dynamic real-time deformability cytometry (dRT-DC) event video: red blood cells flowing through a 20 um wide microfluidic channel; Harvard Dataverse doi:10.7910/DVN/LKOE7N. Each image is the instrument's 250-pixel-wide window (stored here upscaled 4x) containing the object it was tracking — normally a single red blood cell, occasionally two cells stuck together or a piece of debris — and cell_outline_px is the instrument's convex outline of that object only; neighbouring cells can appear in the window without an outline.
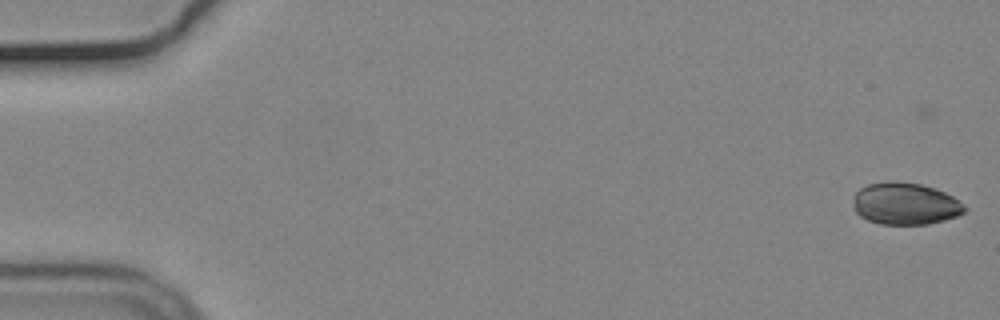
{"species": "common noctule bat (a hibernating species)", "species_latin": "Nyctalus noctula", "temperature_condition": "cold", "stored_images_in_passage": 57, "camera_frame_rate_fps": 3000, "um_per_image_px": 0.085, "animal": {"sex": "male", "body_mass_g": 19.2, "forearm_length_mm": 51.8}, "frame": {"image": 1, "passage_image": 3, "time_ms": 0.667, "image_size_px": [1000, 320], "cell_outline_px": [[968, 208], [964, 212], [956, 216], [944, 220], [928, 224], [880, 224], [868, 220], [860, 216], [856, 212], [852, 196], [860, 188], [868, 184], [896, 180], [920, 184], [936, 188], [952, 196], [964, 204]], "centroid_in_image_um": [76.95, 17.3], "position_along_channel_um": 8.1, "area_um2": 27.4}}
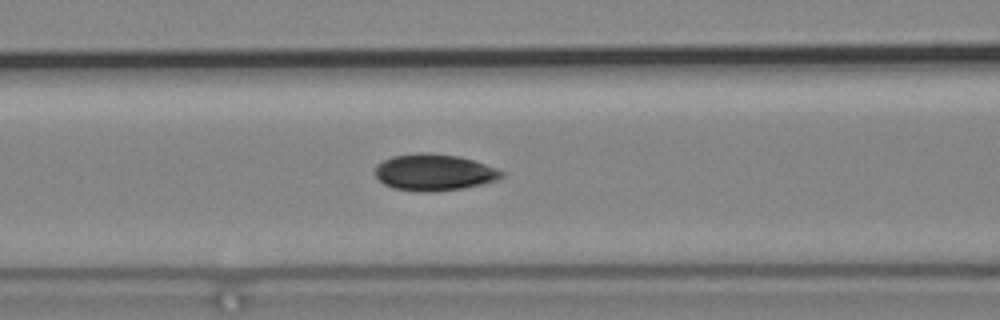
{"frame": {"image": 2, "passage_image": 25, "time_ms": 8.0, "image_size_px": [1000, 320], "cell_outline_px": [[504, 176], [496, 180], [464, 188], [432, 192], [420, 192], [392, 188], [384, 184], [376, 176], [376, 164], [392, 156], [416, 152], [428, 152], [456, 156], [472, 160], [496, 168], [504, 172]], "centroid_in_image_um": [36.87, 14.65], "position_along_channel_um": 129.7, "area_um2": 26.93}}
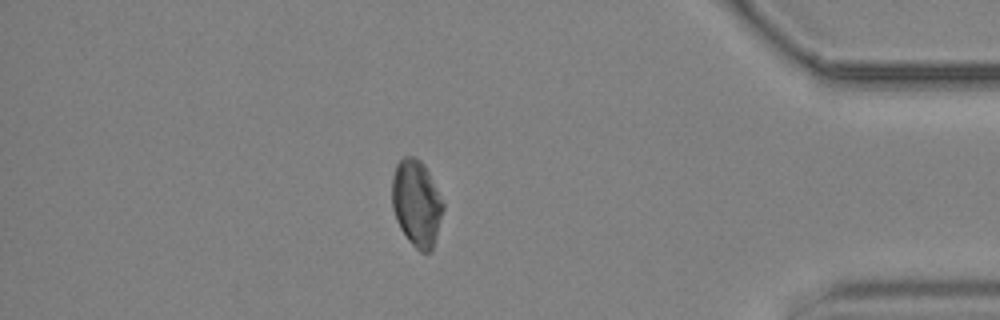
{"frame": {"image": 3, "passage_image": 50, "time_ms": 16.333, "image_size_px": [1000, 320], "cell_outline_px": [[444, 208], [436, 236], [432, 248], [428, 252], [420, 252], [408, 240], [400, 228], [396, 220], [392, 208], [392, 176], [396, 164], [404, 156], [416, 156], [424, 164], [444, 200]], "centroid_in_image_um": [35.4, 17.24], "position_along_channel_um": 399.8, "area_um2": 25.89}, "authors_computed_cell_mechanics": {"area_um2": 26.6458, "velocity_mm_per_s": 3.6909, "shape_relaxation_time_tau1_ms": 5.7139, "shape_relaxation_time_tau2_ms": null, "deformation_change_tau1": 0.072, "deformation_change_tau2": null}}